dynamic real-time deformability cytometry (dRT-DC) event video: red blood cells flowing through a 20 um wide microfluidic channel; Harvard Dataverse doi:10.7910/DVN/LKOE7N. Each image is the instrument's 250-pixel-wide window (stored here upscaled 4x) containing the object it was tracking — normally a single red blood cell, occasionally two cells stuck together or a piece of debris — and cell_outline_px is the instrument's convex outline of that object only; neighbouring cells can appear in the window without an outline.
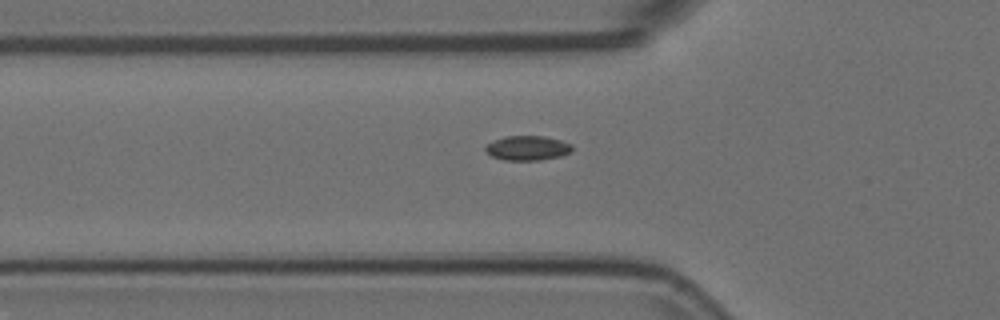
{"species": "Egyptian fruit bat (a non-hibernating species)", "species_latin": "Rousettus aegyptiacus", "temperature_condition": "room temperature", "stored_images_in_passage": 41, "camera_frame_rate_fps": 3000, "um_per_image_px": 0.085, "animal": {"sex": "female"}, "frame": {"image": 1, "passage_image": 5, "time_ms": 1.333, "image_size_px": [1000, 320], "cell_outline_px": [[572, 152], [560, 156], [540, 160], [504, 160], [492, 156], [484, 148], [488, 144], [504, 136], [544, 136], [560, 140], [572, 144]], "centroid_in_image_um": [44.87, 12.58], "position_along_channel_um": 80.9, "area_um2": 12.31}}
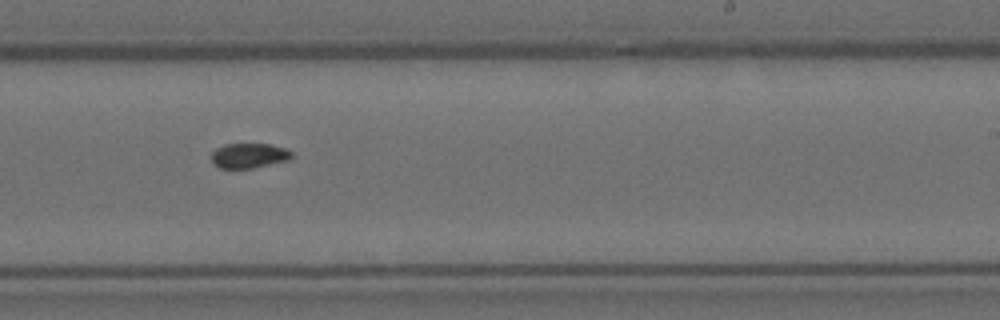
{"frame": {"image": 2, "passage_image": 20, "time_ms": 6.333, "image_size_px": [1000, 320], "cell_outline_px": [[292, 156], [288, 160], [252, 168], [220, 168], [212, 160], [212, 152], [216, 148], [224, 144], [272, 144], [288, 148], [292, 152]], "centroid_in_image_um": [21.2, 13.21], "position_along_channel_um": 267.8, "area_um2": 11.62}}
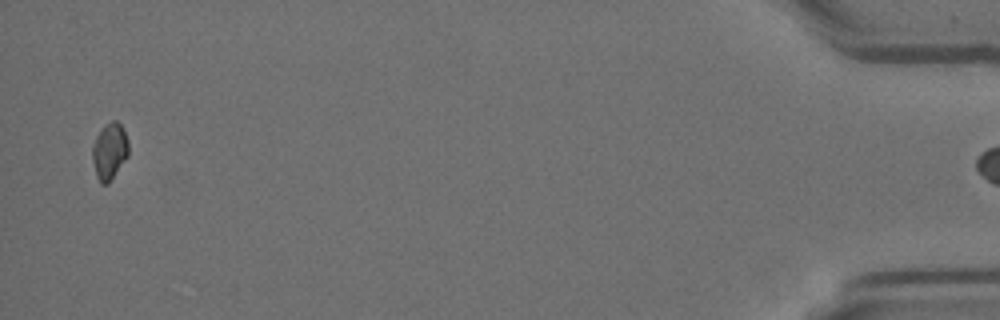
{"frame": {"image": 3, "passage_image": 40, "time_ms": 13.0, "image_size_px": [1000, 320], "cell_outline_px": [[128, 156], [108, 184], [100, 184], [96, 176], [92, 160], [92, 144], [96, 136], [104, 124], [112, 120], [116, 120], [124, 128], [128, 140]], "centroid_in_image_um": [9.3, 12.84], "position_along_channel_um": 425.9, "area_um2": 12.14}}